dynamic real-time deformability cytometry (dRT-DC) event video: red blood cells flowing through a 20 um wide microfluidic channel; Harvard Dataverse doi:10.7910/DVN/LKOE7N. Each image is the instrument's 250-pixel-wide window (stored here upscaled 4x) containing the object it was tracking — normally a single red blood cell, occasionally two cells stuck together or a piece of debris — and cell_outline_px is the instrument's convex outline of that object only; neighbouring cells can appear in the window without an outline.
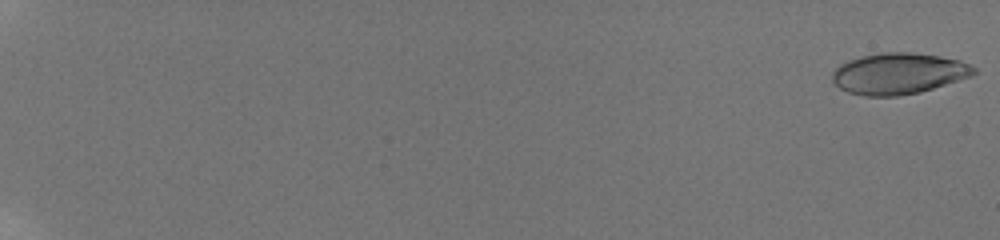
{"species": "human", "species_latin": "Homo sapiens", "temperature_condition": "room temperature", "stored_images_in_passage": 31, "camera_frame_rate_fps": 3000, "um_per_image_px": 0.085, "donor": {"sex": "male"}, "frame": {"image": 1, "passage_image": 1, "time_ms": 0.0, "image_size_px": [1000, 240], "cell_outline_px": [[976, 72], [972, 76], [920, 92], [896, 96], [864, 96], [848, 92], [840, 88], [832, 80], [832, 72], [840, 64], [848, 60], [860, 56], [884, 52], [912, 52], [940, 56], [960, 60], [976, 68]], "centroid_in_image_um": [76.37, 6.24], "position_along_channel_um": 8.6, "area_um2": 33.99}}
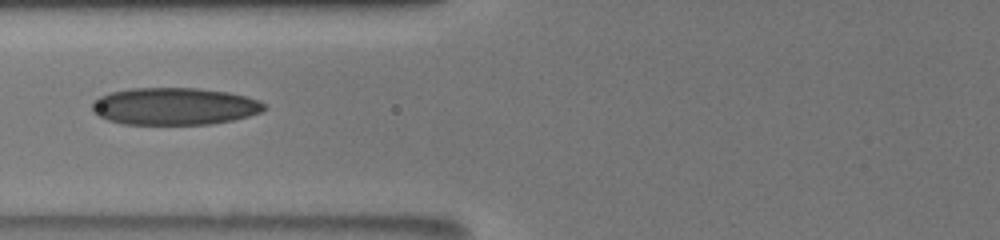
{"frame": {"image": 2, "passage_image": 26, "time_ms": 9.333, "image_size_px": [1000, 240], "cell_outline_px": [[268, 108], [260, 112], [248, 116], [232, 120], [212, 124], [124, 124], [108, 120], [92, 112], [92, 100], [100, 96], [112, 92], [132, 88], [200, 88], [228, 92], [248, 96], [260, 100]], "centroid_in_image_um": [14.84, 9.03], "position_along_channel_um": 111.0, "area_um2": 37.51}}
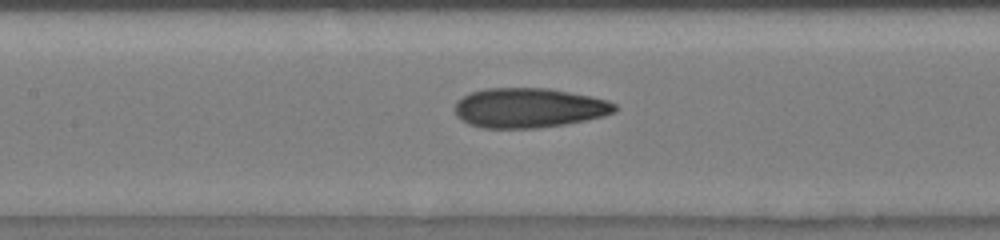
{"frame": {"image": 3, "passage_image": 30, "time_ms": 10.667, "image_size_px": [1000, 240], "cell_outline_px": [[616, 112], [604, 116], [564, 124], [536, 128], [484, 128], [468, 124], [456, 116], [456, 100], [472, 92], [484, 88], [548, 88], [592, 96], [608, 100], [616, 104]], "centroid_in_image_um": [44.96, 9.16], "position_along_channel_um": 162.4, "area_um2": 37.05}}